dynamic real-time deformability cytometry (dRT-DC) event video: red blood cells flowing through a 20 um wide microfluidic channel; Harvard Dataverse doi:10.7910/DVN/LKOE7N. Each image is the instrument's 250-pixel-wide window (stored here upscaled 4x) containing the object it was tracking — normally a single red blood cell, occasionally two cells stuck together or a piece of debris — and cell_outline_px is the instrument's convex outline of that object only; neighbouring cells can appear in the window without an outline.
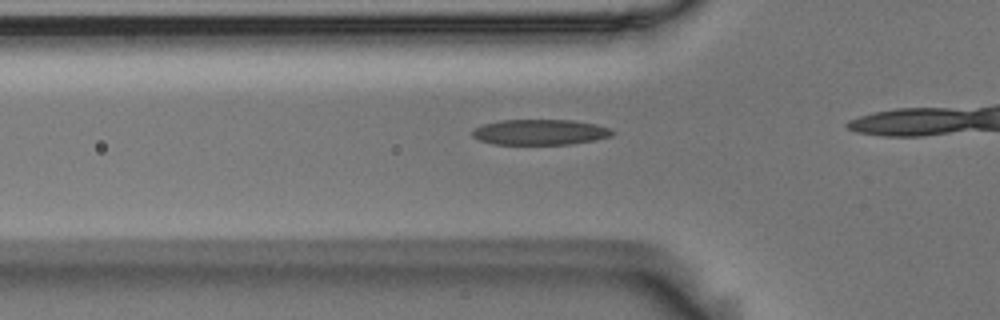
{"species": "Egyptian fruit bat (a non-hibernating species)", "species_latin": "Rousettus aegyptiacus", "temperature_condition": "room temperature", "stored_images_in_passage": 17, "camera_frame_rate_fps": 3000, "um_per_image_px": 0.085, "animal": {"sex": "male"}, "frame": {"image": 1, "passage_image": 12, "time_ms": 3.667, "image_size_px": [1000, 320], "cell_outline_px": [[616, 132], [612, 136], [596, 140], [572, 144], [496, 144], [480, 140], [472, 136], [472, 128], [484, 124], [500, 120], [572, 120], [596, 124], [608, 128]], "centroid_in_image_um": [45.92, 11.23], "position_along_channel_um": 79.9, "area_um2": 20.87}}
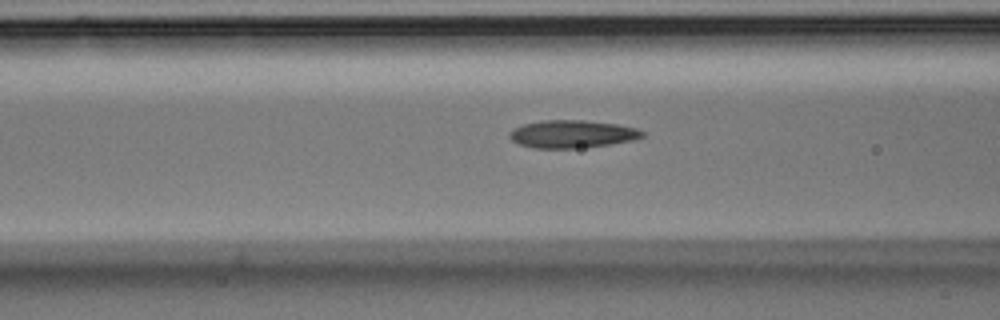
{"frame": {"image": 2, "passage_image": 15, "time_ms": 4.667, "image_size_px": [1000, 320], "cell_outline_px": [[644, 136], [632, 140], [608, 144], [576, 148], [536, 148], [520, 144], [512, 140], [508, 136], [508, 132], [512, 128], [524, 124], [544, 120], [584, 120], [616, 124], [636, 128], [644, 132]], "centroid_in_image_um": [48.59, 11.38], "position_along_channel_um": 118.0, "area_um2": 21.27}}